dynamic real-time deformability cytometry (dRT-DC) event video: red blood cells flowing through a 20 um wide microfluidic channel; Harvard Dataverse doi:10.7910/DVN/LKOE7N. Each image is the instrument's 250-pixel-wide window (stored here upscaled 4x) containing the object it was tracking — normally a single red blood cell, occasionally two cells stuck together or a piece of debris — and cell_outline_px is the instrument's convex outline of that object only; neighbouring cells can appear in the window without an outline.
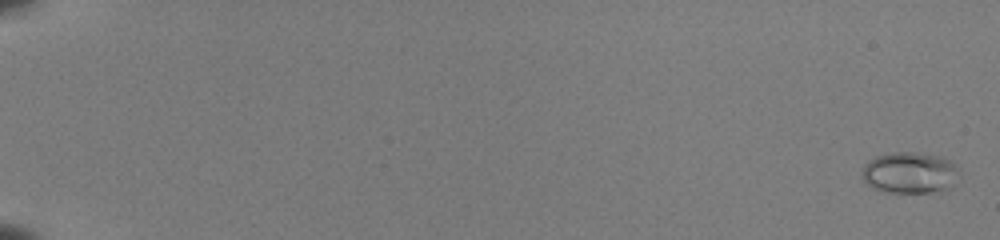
{"species": "common noctule bat (a hibernating species)", "species_latin": "Nyctalus noctula", "temperature_condition": "room temperature", "stored_images_in_passage": 55, "camera_frame_rate_fps": 3000, "um_per_image_px": 0.085, "animal": {"sex": "female", "body_mass_g": 22.0, "forearm_length_mm": 56.7}, "frame": {"image": 1, "passage_image": 2, "time_ms": 0.333, "image_size_px": [1000, 240], "cell_outline_px": [[960, 172], [952, 188], [944, 192], [884, 192], [872, 188], [860, 176], [864, 164], [868, 160], [876, 156], [892, 152], [916, 152], [936, 156], [948, 160]], "centroid_in_image_um": [77.31, 14.7], "position_along_channel_um": 7.7, "area_um2": 23.64}}
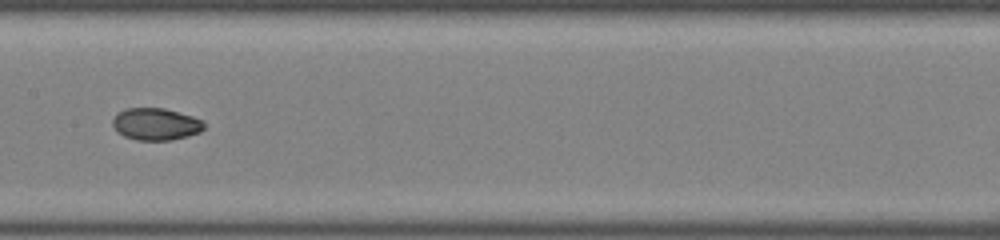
{"frame": {"image": 2, "passage_image": 32, "time_ms": 10.333, "image_size_px": [1000, 240], "cell_outline_px": [[204, 128], [200, 132], [188, 136], [172, 140], [136, 140], [124, 136], [116, 132], [112, 124], [112, 120], [116, 112], [124, 108], [164, 108], [192, 116], [204, 120]], "centroid_in_image_um": [13.22, 10.54], "position_along_channel_um": 194.2, "area_um2": 17.34}}
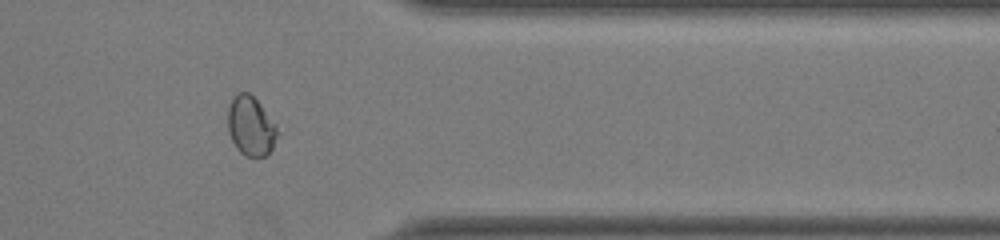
{"frame": {"image": 3, "passage_image": 47, "time_ms": 15.333, "image_size_px": [1000, 240], "cell_outline_px": [[280, 132], [268, 156], [244, 156], [236, 148], [228, 132], [228, 108], [232, 96], [236, 92], [248, 92], [260, 104], [276, 124]], "centroid_in_image_um": [21.32, 10.72], "position_along_channel_um": 390.1, "area_um2": 17.4}, "authors_computed_cell_mechanics": {"area_um2": 18.0336, "velocity_mm_per_s": 4.0088, "shape_relaxation_time_tau1_ms": 8.3578, "shape_relaxation_time_tau2_ms": 1.3503, "deformation_change_tau1": 0.2239, "deformation_change_tau2": 0.0361}}